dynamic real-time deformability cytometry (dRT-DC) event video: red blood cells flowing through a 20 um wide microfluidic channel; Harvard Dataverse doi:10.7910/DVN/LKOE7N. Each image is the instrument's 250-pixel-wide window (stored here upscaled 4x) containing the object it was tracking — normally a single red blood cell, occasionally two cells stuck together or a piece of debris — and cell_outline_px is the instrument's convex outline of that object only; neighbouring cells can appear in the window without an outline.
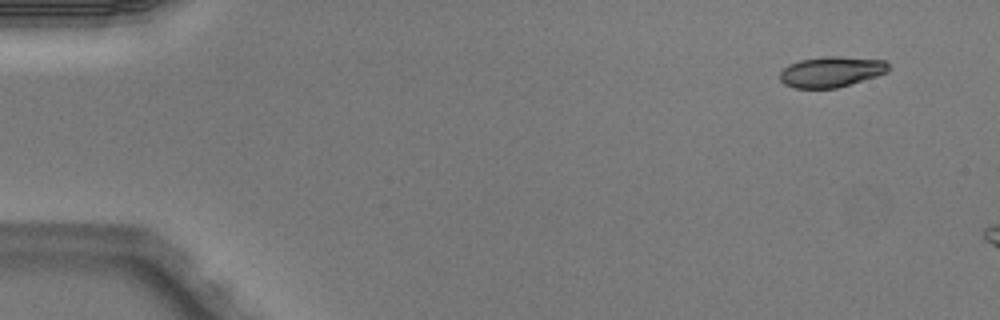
{"species": "Egyptian fruit bat (a non-hibernating species)", "species_latin": "Rousettus aegyptiacus", "temperature_condition": "warm", "stored_images_in_passage": 3, "camera_frame_rate_fps": 3000, "um_per_image_px": 0.085, "animal": {"sex": "male"}, "frame": {"image": 1, "passage_image": 1, "time_ms": 0.0, "image_size_px": [1000, 320], "cell_outline_px": [[888, 72], [876, 76], [836, 88], [796, 88], [784, 84], [780, 80], [780, 72], [788, 64], [800, 60], [824, 56], [840, 56], [884, 60], [888, 64]], "centroid_in_image_um": [70.64, 6.09], "position_along_channel_um": 14.4, "area_um2": 19.31}}